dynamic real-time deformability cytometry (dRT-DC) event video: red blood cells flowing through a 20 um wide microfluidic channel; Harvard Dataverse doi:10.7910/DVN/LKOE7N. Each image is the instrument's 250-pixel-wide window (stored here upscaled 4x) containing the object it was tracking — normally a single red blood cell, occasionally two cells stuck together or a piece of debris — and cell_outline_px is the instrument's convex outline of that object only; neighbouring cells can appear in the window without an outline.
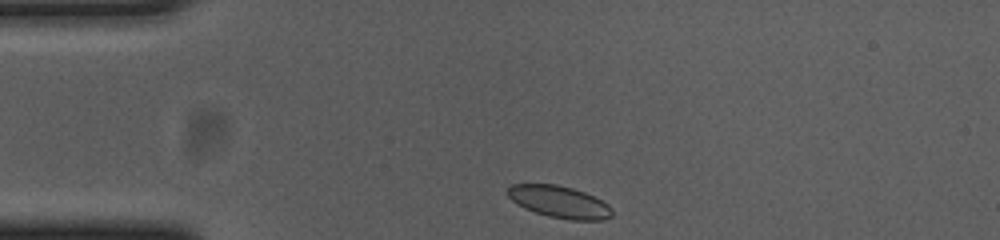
{"species": "common noctule bat (a hibernating species)", "species_latin": "Nyctalus noctula", "temperature_condition": "cold", "stored_images_in_passage": 34, "camera_frame_rate_fps": 3000, "um_per_image_px": 0.085, "animal": {"sex": "female", "body_mass_g": 23.0, "forearm_length_mm": 53.4}, "frame": {"image": 1, "passage_image": 1, "time_ms": 0.0, "image_size_px": [1000, 240], "cell_outline_px": [[612, 216], [604, 220], [572, 220], [548, 216], [524, 208], [516, 204], [508, 196], [508, 188], [512, 184], [556, 184], [572, 188], [584, 192], [608, 204], [612, 208]], "centroid_in_image_um": [47.55, 17.16], "position_along_channel_um": 37.5, "area_um2": 19.36}}
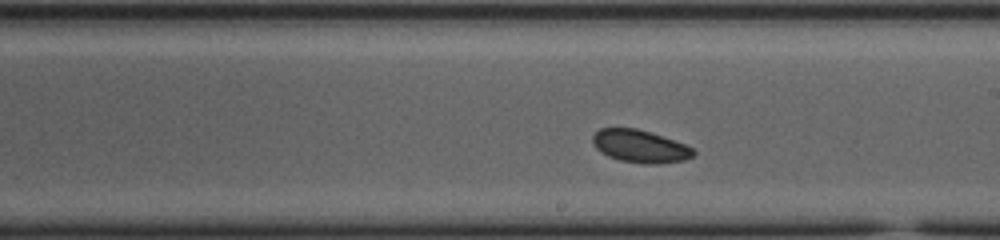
{"frame": {"image": 2, "passage_image": 20, "time_ms": 6.333, "image_size_px": [1000, 240], "cell_outline_px": [[696, 156], [684, 160], [656, 164], [644, 164], [620, 160], [608, 156], [600, 152], [596, 148], [592, 140], [592, 136], [600, 128], [636, 128], [684, 144], [692, 148], [696, 152]], "centroid_in_image_um": [54.39, 12.45], "position_along_channel_um": 234.6, "area_um2": 19.02}}
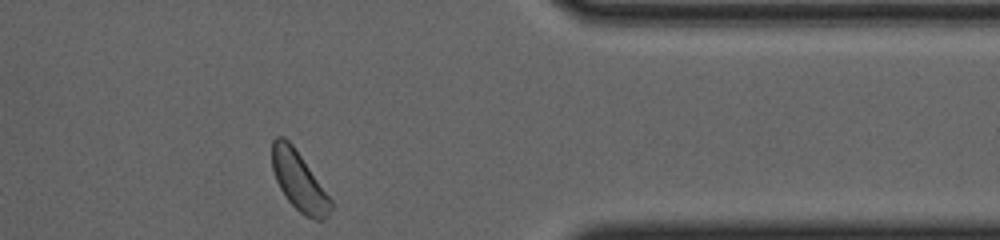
{"frame": {"image": 3, "passage_image": 34, "time_ms": 11.0, "image_size_px": [1000, 240], "cell_outline_px": [[332, 208], [328, 216], [324, 220], [316, 220], [304, 216], [288, 200], [280, 188], [276, 180], [272, 168], [272, 140], [276, 136], [284, 136], [292, 144], [332, 200]], "centroid_in_image_um": [25.41, 15.4], "position_along_channel_um": 386.0, "area_um2": 20.0}, "authors_computed_cell_mechanics": {"area_um2": 19.5364, "velocity_mm_per_s": 3.6344, "shape_relaxation_time_tau1_ms": 2.1388, "shape_relaxation_time_tau2_ms": null, "deformation_change_tau1": 0.0483, "deformation_change_tau2": null}}